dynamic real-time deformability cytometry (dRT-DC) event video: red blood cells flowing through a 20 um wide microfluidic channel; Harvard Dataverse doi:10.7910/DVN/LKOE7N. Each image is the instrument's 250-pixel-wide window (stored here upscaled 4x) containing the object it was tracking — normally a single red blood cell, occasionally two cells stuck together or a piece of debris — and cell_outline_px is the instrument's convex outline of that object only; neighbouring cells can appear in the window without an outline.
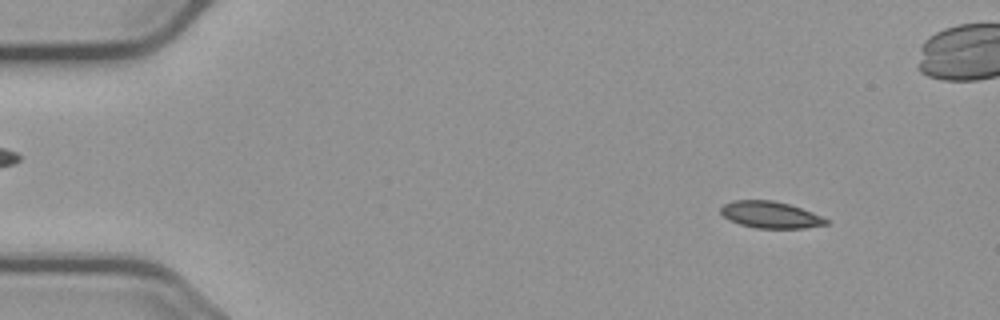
{"species": "common noctule bat (a hibernating species)", "species_latin": "Nyctalus noctula", "temperature_condition": "cold", "stored_images_in_passage": 56, "camera_frame_rate_fps": 3000, "um_per_image_px": 0.085, "animal": {"sex": "male", "body_mass_g": 23.1, "forearm_length_mm": 52.7}, "frame": {"image": 1, "passage_image": 6, "time_ms": 1.667, "image_size_px": [1000, 320], "cell_outline_px": [[828, 224], [804, 228], [756, 228], [740, 224], [728, 220], [720, 212], [720, 208], [724, 204], [732, 200], [772, 200], [788, 204], [812, 212], [828, 220]], "centroid_in_image_um": [65.45, 18.25], "position_along_channel_um": 19.6, "area_um2": 16.3}}
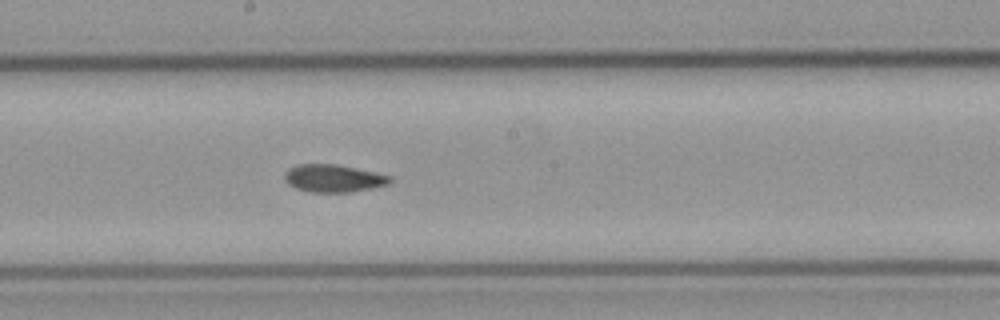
{"frame": {"image": 2, "passage_image": 30, "time_ms": 9.667, "image_size_px": [1000, 320], "cell_outline_px": [[392, 180], [388, 184], [372, 188], [352, 192], [308, 192], [296, 188], [288, 184], [284, 180], [284, 172], [288, 168], [300, 164], [336, 164], [392, 176]], "centroid_in_image_um": [28.31, 15.16], "position_along_channel_um": 219.9, "area_um2": 16.99}}
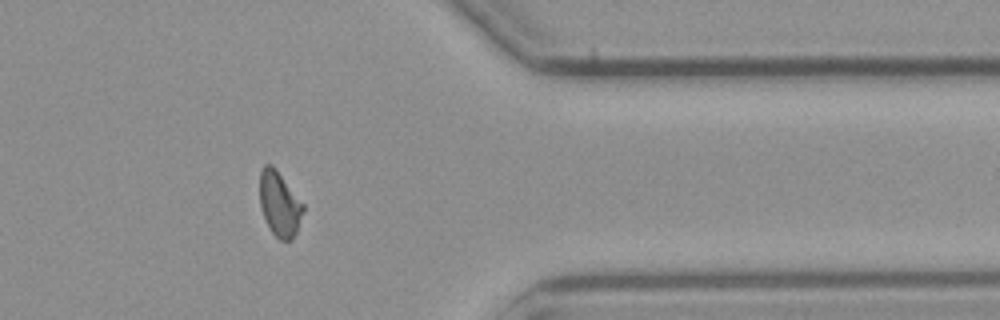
{"frame": {"image": 3, "passage_image": 45, "time_ms": 14.667, "image_size_px": [1000, 320], "cell_outline_px": [[304, 212], [296, 232], [292, 240], [280, 240], [272, 232], [264, 216], [260, 204], [260, 172], [264, 164], [272, 164], [276, 168], [304, 204]], "centroid_in_image_um": [23.77, 17.31], "position_along_channel_um": 387.6, "area_um2": 16.36}, "authors_computed_cell_mechanics": {"area_um2": 16.8776, "velocity_mm_per_s": 3.6958, "shape_relaxation_time_tau1_ms": 4.544, "shape_relaxation_time_tau2_ms": 2.3105, "deformation_change_tau1": 0.1287, "deformation_change_tau2": 0.0619}}